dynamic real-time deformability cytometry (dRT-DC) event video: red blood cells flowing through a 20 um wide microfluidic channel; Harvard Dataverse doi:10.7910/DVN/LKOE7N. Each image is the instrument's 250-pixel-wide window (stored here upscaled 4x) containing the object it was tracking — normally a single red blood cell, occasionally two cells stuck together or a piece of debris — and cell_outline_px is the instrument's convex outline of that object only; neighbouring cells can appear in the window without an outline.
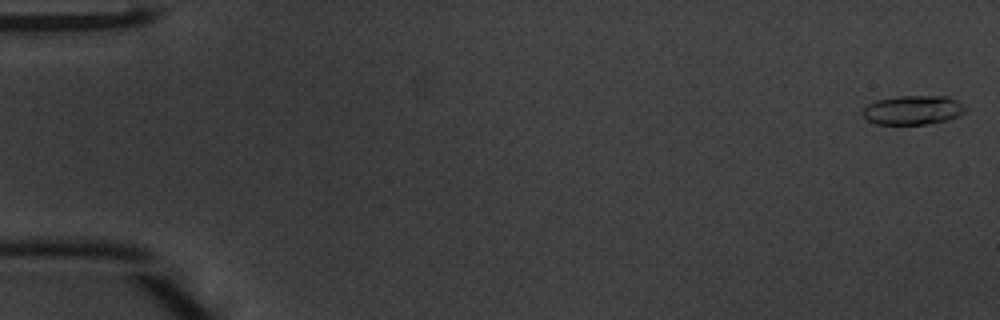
{"species": "common noctule bat (a hibernating species)", "species_latin": "Nyctalus noctula", "temperature_condition": "warm", "stored_images_in_passage": 48, "camera_frame_rate_fps": 3000, "um_per_image_px": 0.085, "animal": {"sex": "male", "body_mass_g": 20.1, "forearm_length_mm": 53.5}, "frame": {"image": 1, "passage_image": 1, "time_ms": 0.0, "image_size_px": [1000, 320], "cell_outline_px": [[968, 108], [964, 112], [948, 120], [924, 124], [876, 124], [868, 120], [860, 112], [868, 104], [876, 100], [896, 96], [948, 96], [964, 104]], "centroid_in_image_um": [77.6, 9.34], "position_along_channel_um": 7.4, "area_um2": 17.51}}
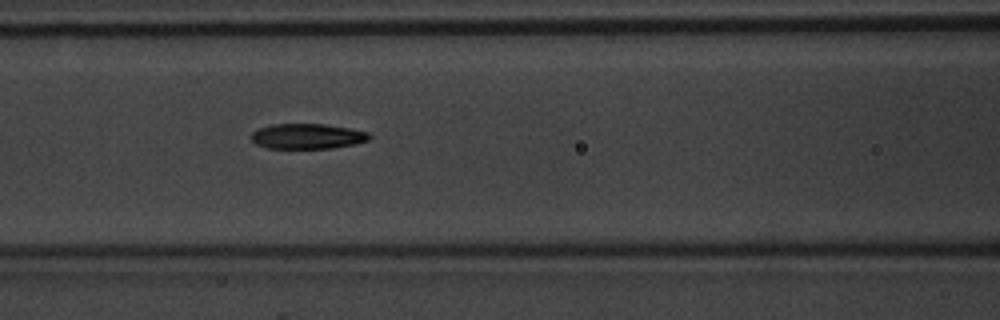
{"frame": {"image": 2, "passage_image": 21, "time_ms": 6.667, "image_size_px": [1000, 320], "cell_outline_px": [[372, 136], [368, 140], [352, 144], [332, 148], [268, 148], [256, 144], [252, 140], [252, 132], [260, 128], [272, 124], [324, 124], [348, 128], [368, 132]], "centroid_in_image_um": [26.12, 11.58], "position_along_channel_um": 140.5, "area_um2": 17.17}}
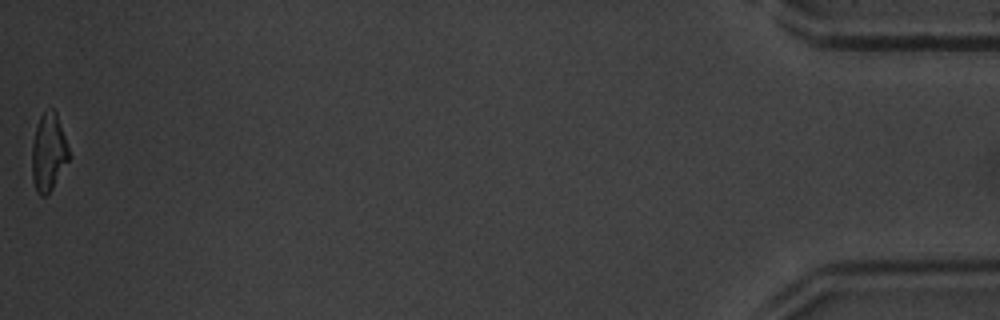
{"frame": {"image": 3, "passage_image": 48, "time_ms": 15.667, "image_size_px": [1000, 320], "cell_outline_px": [[72, 156], [52, 188], [44, 196], [40, 196], [36, 192], [32, 180], [32, 144], [36, 128], [40, 116], [44, 112], [52, 108], [56, 112]], "centroid_in_image_um": [4.14, 12.97], "position_along_channel_um": 431.1, "area_um2": 16.82}, "authors_computed_cell_mechanics": {"area_um2": 17.629, "velocity_mm_per_s": 4.2734, "shape_relaxation_time_tau1_ms": 3.0379, "shape_relaxation_time_tau2_ms": 2.1839, "deformation_change_tau1": 0.1504, "deformation_change_tau2": 0.094}}